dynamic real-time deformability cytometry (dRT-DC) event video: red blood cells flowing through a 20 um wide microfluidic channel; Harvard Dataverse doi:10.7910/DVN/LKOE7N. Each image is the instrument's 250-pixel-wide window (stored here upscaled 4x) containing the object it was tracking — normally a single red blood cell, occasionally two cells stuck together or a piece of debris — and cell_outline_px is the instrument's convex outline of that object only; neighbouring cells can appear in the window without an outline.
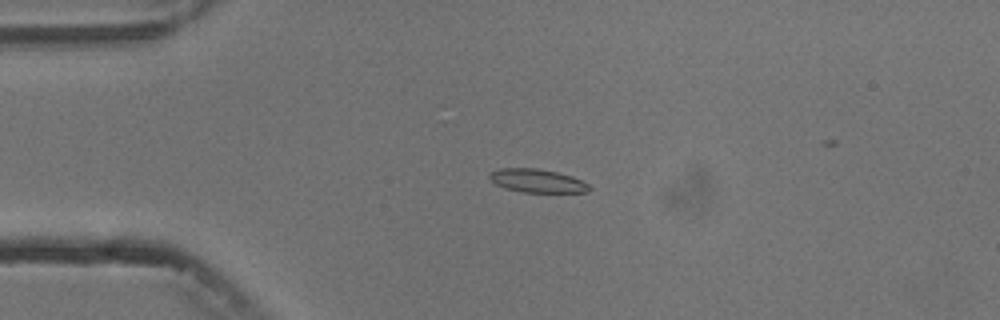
{"species": "common noctule bat (a hibernating species)", "species_latin": "Nyctalus noctula", "temperature_condition": "cold", "stored_images_in_passage": 5, "segment_of_instrument_passage": [1, 2], "camera_frame_rate_fps": 3000, "um_per_image_px": 0.085, "animal": {"sex": "male", "body_mass_g": 13.3}, "frame": {"image": 1, "passage_image": 3, "time_ms": 2.333, "image_size_px": [1000, 320], "cell_outline_px": [[592, 188], [588, 192], [520, 192], [504, 188], [496, 184], [488, 176], [492, 172], [500, 168], [536, 168], [556, 172], [572, 176], [588, 184]], "centroid_in_image_um": [45.67, 15.37], "position_along_channel_um": 39.3, "area_um2": 13.53}}